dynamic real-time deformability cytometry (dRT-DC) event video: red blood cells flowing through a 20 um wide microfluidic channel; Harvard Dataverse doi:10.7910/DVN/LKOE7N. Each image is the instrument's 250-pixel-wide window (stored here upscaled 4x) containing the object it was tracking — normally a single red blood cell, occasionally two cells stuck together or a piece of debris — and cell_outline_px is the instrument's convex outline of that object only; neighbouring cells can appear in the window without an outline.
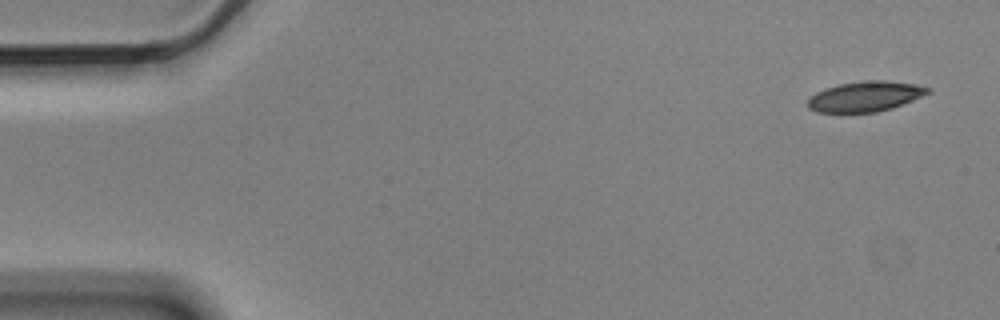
{"species": "Egyptian fruit bat (a non-hibernating species)", "species_latin": "Rousettus aegyptiacus", "temperature_condition": "cold", "stored_images_in_passage": 6, "camera_frame_rate_fps": 3000, "um_per_image_px": 0.085, "animal": {"sex": "male"}, "frame": {"image": 1, "passage_image": 1, "time_ms": 0.0, "image_size_px": [1000, 320], "cell_outline_px": [[932, 92], [892, 108], [876, 112], [816, 112], [808, 108], [804, 104], [808, 96], [824, 88], [840, 84], [864, 80], [884, 80], [912, 84], [932, 88]], "centroid_in_image_um": [73.48, 8.2], "position_along_channel_um": 11.5, "area_um2": 21.33}}
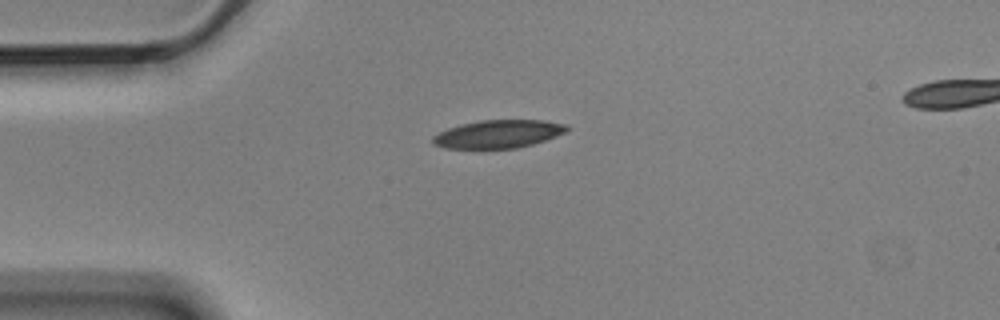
{"frame": {"image": 2, "passage_image": 4, "time_ms": 1.0, "image_size_px": [1000, 320], "cell_outline_px": [[572, 128], [568, 132], [532, 144], [516, 148], [444, 148], [432, 144], [432, 136], [448, 128], [460, 124], [480, 120], [544, 120], [568, 124]], "centroid_in_image_um": [42.39, 11.38], "position_along_channel_um": 42.6, "area_um2": 22.08}}
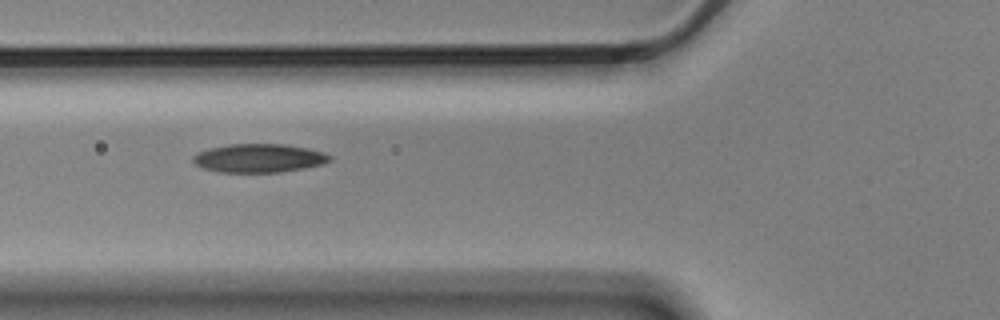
{"frame": {"image": 3, "passage_image": 6, "time_ms": 1.667, "image_size_px": [1000, 320], "cell_outline_px": [[332, 160], [324, 164], [304, 168], [280, 172], [220, 172], [204, 168], [196, 164], [192, 160], [192, 156], [208, 148], [228, 144], [284, 144], [308, 148], [324, 152], [332, 156]], "centroid_in_image_um": [22.05, 13.44], "position_along_channel_um": 103.8, "area_um2": 22.83}}